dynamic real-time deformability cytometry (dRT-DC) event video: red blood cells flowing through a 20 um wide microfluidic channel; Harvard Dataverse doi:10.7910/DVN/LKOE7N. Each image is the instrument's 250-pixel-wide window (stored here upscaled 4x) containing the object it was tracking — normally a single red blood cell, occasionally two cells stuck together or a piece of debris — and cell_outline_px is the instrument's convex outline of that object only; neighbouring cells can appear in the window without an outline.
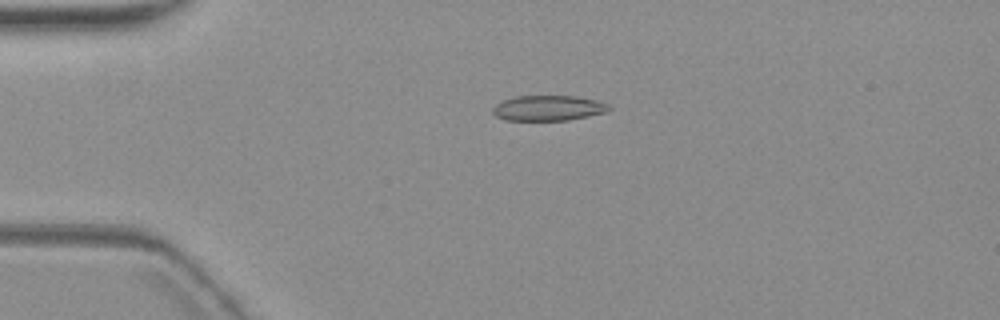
{"species": "common noctule bat (a hibernating species)", "species_latin": "Nyctalus noctula", "temperature_condition": "warm", "stored_images_in_passage": 2, "camera_frame_rate_fps": 3000, "um_per_image_px": 0.085, "animal": {"sex": "female", "body_mass_g": 19.3, "forearm_length_mm": 54.1}, "frame": {"image": 1, "passage_image": 1, "time_ms": 0.0, "image_size_px": [1000, 320], "cell_outline_px": [[612, 108], [608, 112], [568, 120], [504, 120], [496, 116], [492, 112], [492, 108], [500, 100], [516, 96], [576, 96], [596, 100], [608, 104]], "centroid_in_image_um": [46.59, 9.18], "position_along_channel_um": 38.4, "area_um2": 17.28}}